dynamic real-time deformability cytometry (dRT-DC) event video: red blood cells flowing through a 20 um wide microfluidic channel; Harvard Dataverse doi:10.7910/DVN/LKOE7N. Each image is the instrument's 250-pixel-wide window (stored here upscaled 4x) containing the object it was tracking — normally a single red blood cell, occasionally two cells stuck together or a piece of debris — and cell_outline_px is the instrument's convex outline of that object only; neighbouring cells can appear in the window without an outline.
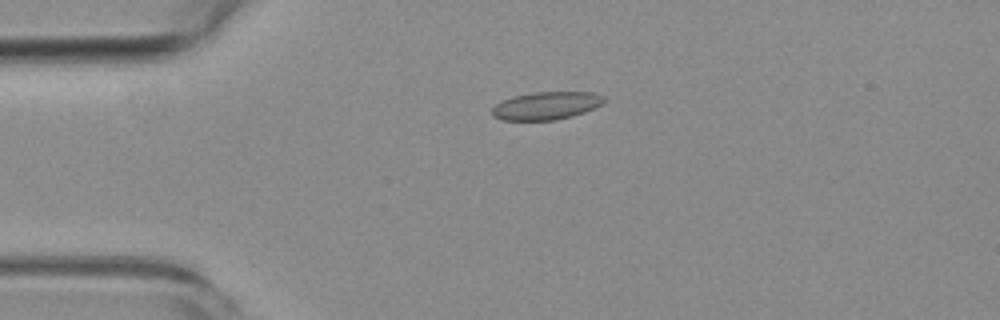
{"species": "common noctule bat (a hibernating species)", "species_latin": "Nyctalus noctula", "temperature_condition": "room temperature", "stored_images_in_passage": 5, "camera_frame_rate_fps": 3000, "um_per_image_px": 0.085, "animal": {"sex": "female", "body_mass_g": 19.3, "forearm_length_mm": 54.1}, "frame": {"image": 1, "passage_image": 4, "time_ms": 3.667, "image_size_px": [1000, 320], "cell_outline_px": [[604, 104], [584, 112], [572, 116], [556, 120], [500, 120], [492, 116], [492, 108], [496, 104], [512, 96], [532, 92], [592, 92], [604, 96]], "centroid_in_image_um": [46.43, 8.98], "position_along_channel_um": 38.6, "area_um2": 18.26}}